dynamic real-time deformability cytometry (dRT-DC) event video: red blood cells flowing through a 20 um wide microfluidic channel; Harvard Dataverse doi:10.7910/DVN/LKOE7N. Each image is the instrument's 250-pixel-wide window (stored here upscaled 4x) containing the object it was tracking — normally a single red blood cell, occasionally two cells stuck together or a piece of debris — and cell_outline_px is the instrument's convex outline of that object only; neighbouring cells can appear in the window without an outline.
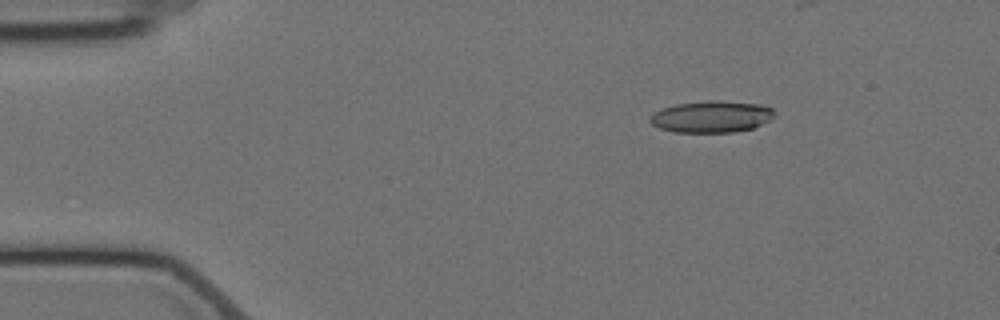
{"species": "Egyptian fruit bat (a non-hibernating species)", "species_latin": "Rousettus aegyptiacus", "temperature_condition": "cold", "stored_images_in_passage": 13, "camera_frame_rate_fps": 3000, "um_per_image_px": 0.085, "animal": {"sex": "female"}, "frame": {"image": 1, "passage_image": 3, "time_ms": 2.333, "image_size_px": [1000, 320], "cell_outline_px": [[772, 116], [768, 120], [752, 128], [736, 132], [676, 132], [660, 128], [652, 124], [648, 120], [656, 112], [664, 108], [676, 104], [712, 100], [716, 100], [760, 104], [772, 108]], "centroid_in_image_um": [60.46, 9.92], "position_along_channel_um": 24.5, "area_um2": 22.54}}
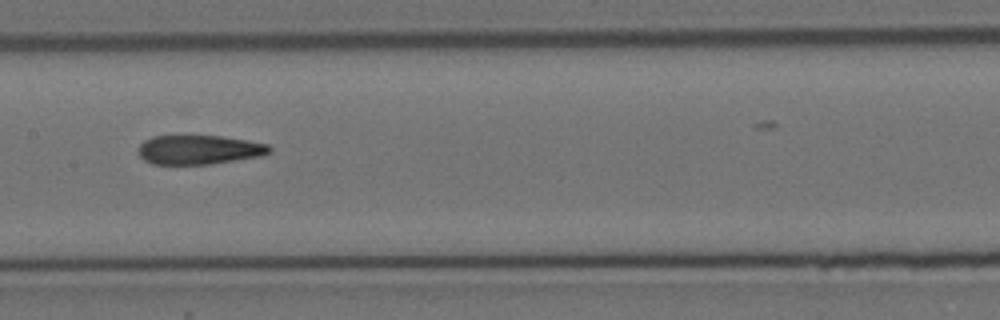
{"frame": {"image": 2, "passage_image": 8, "time_ms": 9.0, "image_size_px": [1000, 320], "cell_outline_px": [[272, 152], [264, 156], [208, 164], [152, 164], [144, 160], [140, 156], [136, 148], [144, 140], [152, 136], [220, 136], [248, 140], [268, 144], [272, 148]], "centroid_in_image_um": [16.93, 12.73], "position_along_channel_um": 190.5, "area_um2": 22.54}}
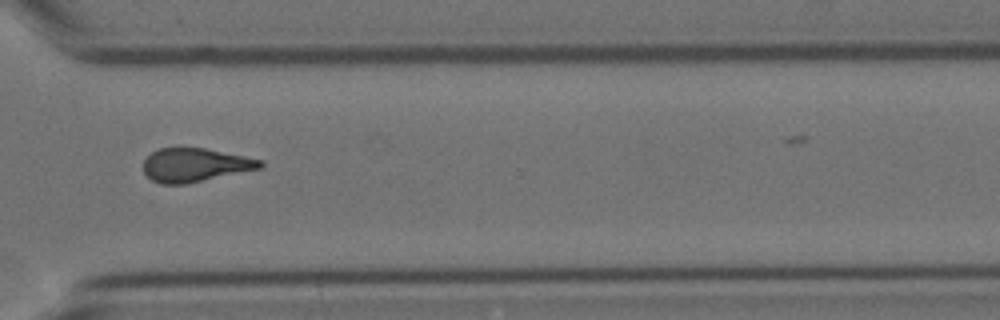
{"frame": {"image": 3, "passage_image": 12, "time_ms": 13.667, "image_size_px": [1000, 320], "cell_outline_px": [[264, 168], [184, 184], [160, 184], [152, 180], [144, 172], [144, 160], [152, 152], [160, 148], [180, 144], [204, 148], [264, 160]], "centroid_in_image_um": [16.58, 13.99], "position_along_channel_um": 354.0, "area_um2": 23.47}}